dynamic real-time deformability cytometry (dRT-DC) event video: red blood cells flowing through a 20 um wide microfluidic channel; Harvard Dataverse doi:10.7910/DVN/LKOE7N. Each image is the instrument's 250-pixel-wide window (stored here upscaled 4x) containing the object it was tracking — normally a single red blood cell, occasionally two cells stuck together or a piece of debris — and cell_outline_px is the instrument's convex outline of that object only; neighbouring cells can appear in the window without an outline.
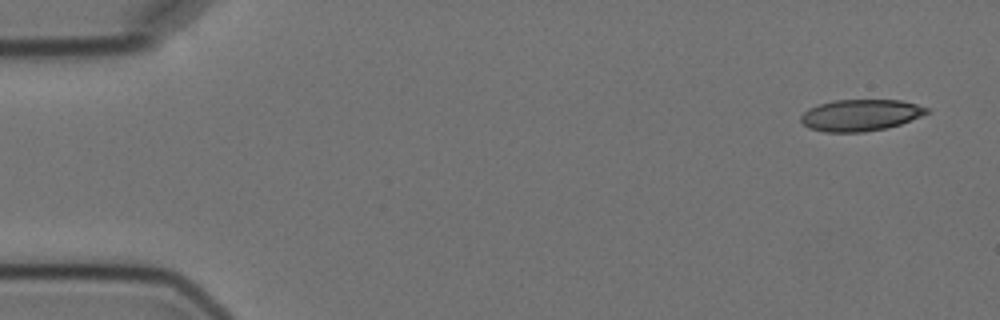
{"species": "Egyptian fruit bat (a non-hibernating species)", "species_latin": "Rousettus aegyptiacus", "temperature_condition": "cold", "stored_images_in_passage": 9, "camera_frame_rate_fps": 3000, "um_per_image_px": 0.085, "animal": {"sex": "female"}, "frame": {"image": 1, "passage_image": 1, "time_ms": 0.0, "image_size_px": [1000, 320], "cell_outline_px": [[928, 112], [920, 116], [900, 124], [888, 128], [864, 132], [824, 132], [808, 128], [800, 120], [800, 116], [808, 108], [832, 100], [900, 100], [916, 104], [928, 108]], "centroid_in_image_um": [73.1, 9.79], "position_along_channel_um": 11.9, "area_um2": 23.12}}
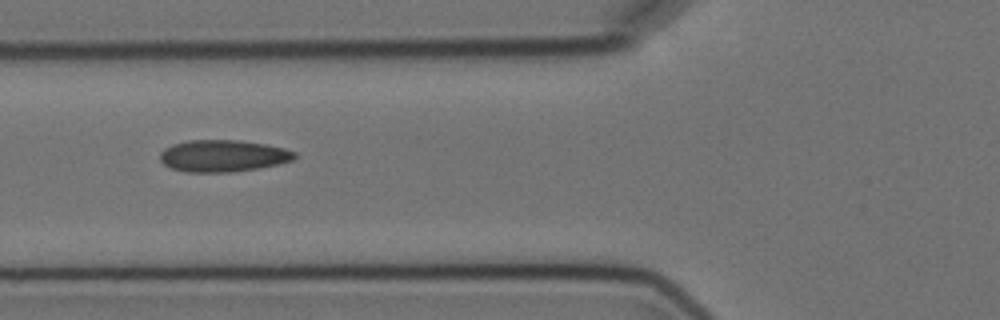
{"frame": {"image": 2, "passage_image": 6, "time_ms": 6.0, "image_size_px": [1000, 320], "cell_outline_px": [[296, 156], [292, 160], [276, 164], [256, 168], [228, 172], [184, 172], [172, 168], [164, 164], [160, 160], [160, 152], [164, 148], [172, 144], [188, 140], [240, 140], [268, 144], [284, 148], [296, 152]], "centroid_in_image_um": [18.93, 13.23], "position_along_channel_um": 106.9, "area_um2": 24.97}}
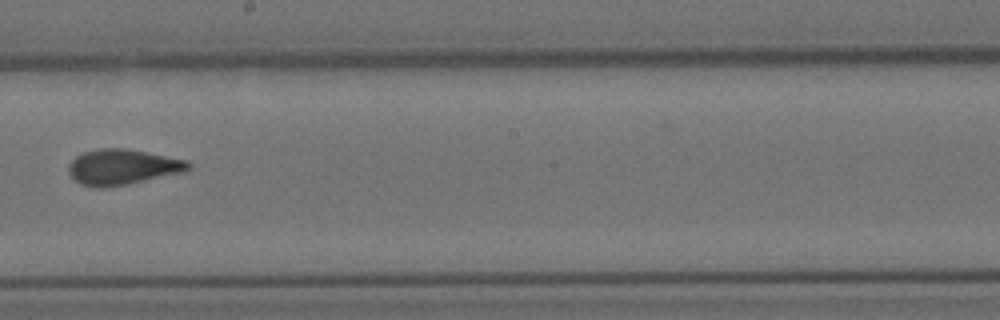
{"frame": {"image": 3, "passage_image": 9, "time_ms": 9.667, "image_size_px": [1000, 320], "cell_outline_px": [[192, 168], [188, 172], [104, 188], [92, 188], [80, 184], [68, 172], [68, 164], [76, 156], [84, 152], [100, 148], [124, 148], [188, 160], [192, 164]], "centroid_in_image_um": [10.44, 14.2], "position_along_channel_um": 237.8, "area_um2": 24.97}}